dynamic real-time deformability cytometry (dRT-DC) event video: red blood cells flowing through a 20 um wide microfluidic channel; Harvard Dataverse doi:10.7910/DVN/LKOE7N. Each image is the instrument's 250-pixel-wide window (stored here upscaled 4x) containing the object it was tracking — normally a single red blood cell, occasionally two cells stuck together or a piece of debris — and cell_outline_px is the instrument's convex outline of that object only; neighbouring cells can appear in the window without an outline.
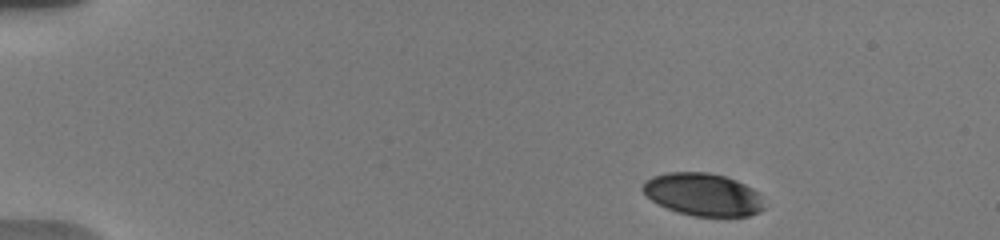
{"species": "human", "species_latin": "Homo sapiens", "temperature_condition": "warm", "stored_images_in_passage": 38, "camera_frame_rate_fps": 3000, "um_per_image_px": 0.085, "donor": {"sex": "male"}, "frame": {"image": 1, "passage_image": 1, "time_ms": 0.0, "image_size_px": [1000, 240], "cell_outline_px": [[764, 208], [760, 212], [748, 216], [692, 216], [676, 212], [652, 200], [640, 188], [644, 180], [652, 176], [668, 172], [708, 172], [724, 176], [736, 180], [752, 188], [756, 192]], "centroid_in_image_um": [59.71, 16.52], "position_along_channel_um": 25.3, "area_um2": 30.0}}
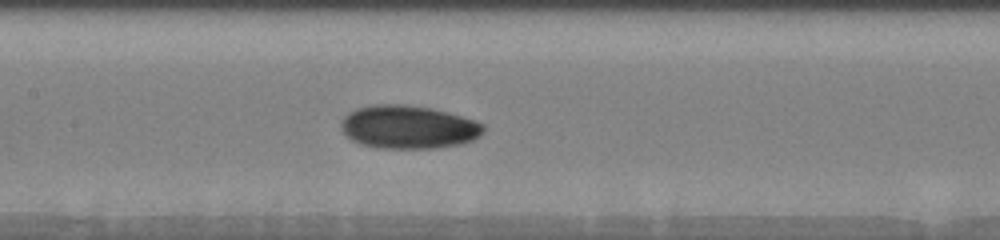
{"frame": {"image": 2, "passage_image": 14, "time_ms": 6.667, "image_size_px": [1000, 240], "cell_outline_px": [[484, 132], [480, 136], [472, 140], [460, 144], [440, 148], [376, 148], [360, 144], [352, 140], [340, 128], [340, 120], [348, 112], [356, 108], [372, 104], [404, 104], [432, 108], [448, 112], [476, 120], [484, 124]], "centroid_in_image_um": [34.71, 10.79], "position_along_channel_um": 172.7, "area_um2": 36.36}}
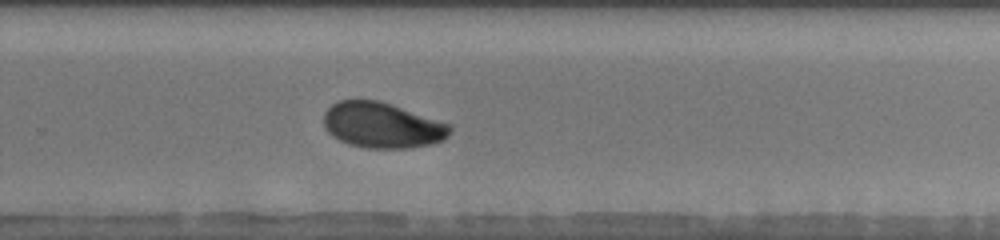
{"frame": {"image": 3, "passage_image": 23, "time_ms": 10.0, "image_size_px": [1000, 240], "cell_outline_px": [[452, 128], [448, 136], [444, 140], [432, 144], [408, 148], [368, 148], [348, 144], [332, 136], [324, 128], [324, 112], [332, 104], [340, 100], [380, 100], [452, 124]], "centroid_in_image_um": [32.51, 10.64], "position_along_channel_um": 297.3, "area_um2": 33.81}, "authors_computed_cell_mechanics": {"area_um2": 33.3217, "velocity_mm_per_s": 3.7584, "shape_relaxation_time_tau1_ms": 3.1808, "shape_relaxation_time_tau2_ms": 1.8393, "deformation_change_tau1": 0.1011, "deformation_change_tau2": 0.0501}}